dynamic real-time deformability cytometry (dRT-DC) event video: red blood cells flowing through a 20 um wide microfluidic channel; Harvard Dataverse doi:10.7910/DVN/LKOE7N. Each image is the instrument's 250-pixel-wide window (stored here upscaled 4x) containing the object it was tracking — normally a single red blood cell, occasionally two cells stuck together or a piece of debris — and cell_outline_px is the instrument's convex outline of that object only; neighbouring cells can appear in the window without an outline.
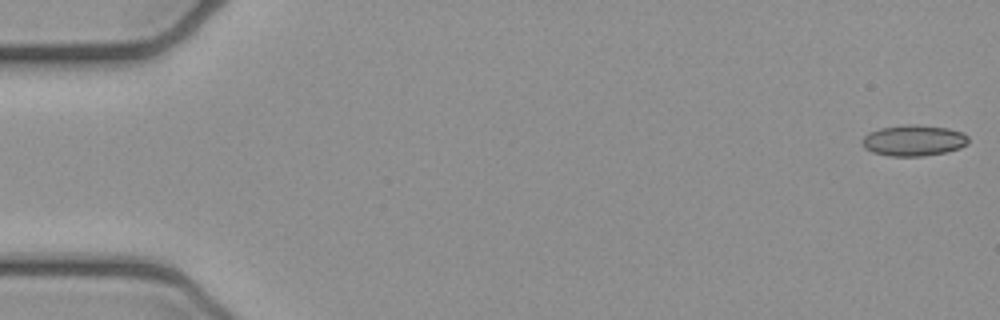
{"species": "common noctule bat (a hibernating species)", "species_latin": "Nyctalus noctula", "temperature_condition": "cold", "stored_images_in_passage": 27, "camera_frame_rate_fps": 3000, "um_per_image_px": 0.085, "animal": {"sex": "female", "body_mass_g": 21.9}, "frame": {"image": 1, "passage_image": 1, "time_ms": 0.0, "image_size_px": [1000, 320], "cell_outline_px": [[968, 144], [960, 148], [944, 152], [924, 156], [888, 156], [872, 152], [864, 148], [860, 140], [868, 132], [880, 128], [908, 124], [916, 124], [948, 128], [964, 132], [968, 136]], "centroid_in_image_um": [77.65, 11.93], "position_along_channel_um": 7.4, "area_um2": 19.42}}
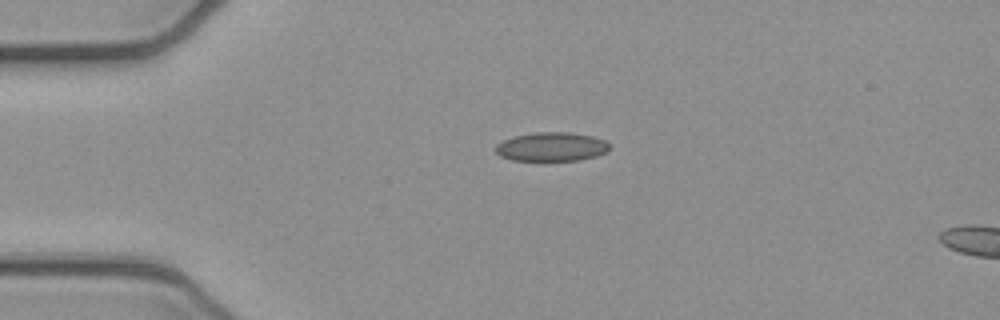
{"frame": {"image": 2, "passage_image": 12, "time_ms": 3.667, "image_size_px": [1000, 320], "cell_outline_px": [[608, 152], [596, 156], [580, 160], [544, 164], [512, 160], [500, 156], [492, 148], [496, 144], [504, 140], [516, 136], [536, 132], [568, 132], [592, 136], [604, 140], [608, 144]], "centroid_in_image_um": [46.83, 12.54], "position_along_channel_um": 38.2, "area_um2": 20.11}}